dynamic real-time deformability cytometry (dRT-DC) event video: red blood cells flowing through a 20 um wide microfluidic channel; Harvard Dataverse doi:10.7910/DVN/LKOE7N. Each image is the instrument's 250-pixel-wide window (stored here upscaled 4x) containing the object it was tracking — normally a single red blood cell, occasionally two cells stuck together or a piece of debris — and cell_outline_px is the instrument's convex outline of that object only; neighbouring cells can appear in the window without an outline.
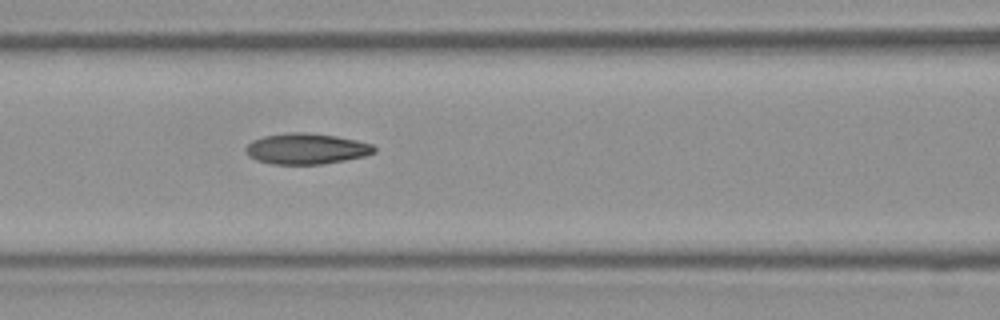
{"species": "Egyptian fruit bat (a non-hibernating species)", "species_latin": "Rousettus aegyptiacus", "temperature_condition": "room temperature", "stored_images_in_passage": 35, "camera_frame_rate_fps": 3000, "um_per_image_px": 0.085, "frame": {"image": 1, "passage_image": 16, "time_ms": 5.0, "image_size_px": [1000, 320], "cell_outline_px": [[372, 148], [368, 152], [352, 156], [332, 160], [272, 160], [284, 136], [324, 136], [344, 140], [360, 144]], "centroid_in_image_um": [26.96, 12.63], "position_along_channel_um": 139.6, "area_um2": 13.18}}
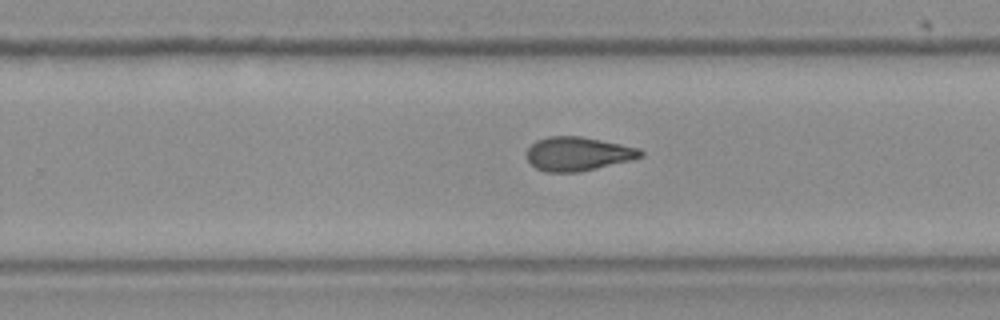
{"frame": {"image": 2, "passage_image": 25, "time_ms": 8.0, "image_size_px": [1000, 320], "cell_outline_px": [[640, 152], [636, 156], [584, 168], [548, 168], [548, 140], [588, 140], [608, 144]], "centroid_in_image_um": [49.65, 13.07], "position_along_channel_um": 280.1, "area_um2": 13.81}}
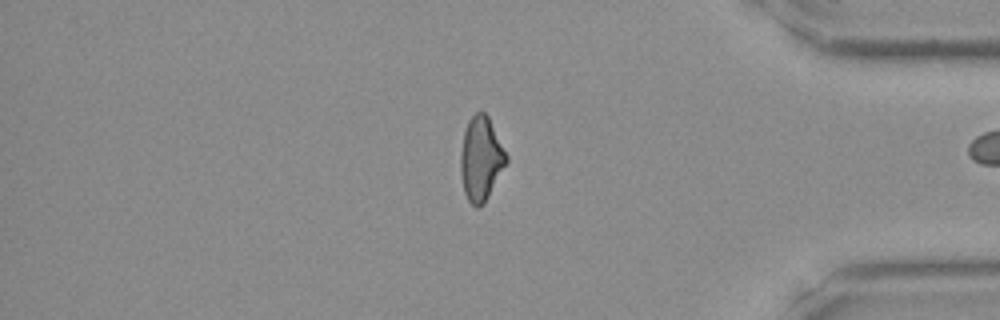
{"frame": {"image": 3, "passage_image": 34, "time_ms": 11.0, "image_size_px": [1000, 320], "cell_outline_px": [[504, 164], [480, 204], [468, 192], [464, 184], [464, 144], [468, 128], [484, 116], [488, 120], [504, 152]], "centroid_in_image_um": [40.93, 13.5], "position_along_channel_um": 394.3, "area_um2": 17.34}}